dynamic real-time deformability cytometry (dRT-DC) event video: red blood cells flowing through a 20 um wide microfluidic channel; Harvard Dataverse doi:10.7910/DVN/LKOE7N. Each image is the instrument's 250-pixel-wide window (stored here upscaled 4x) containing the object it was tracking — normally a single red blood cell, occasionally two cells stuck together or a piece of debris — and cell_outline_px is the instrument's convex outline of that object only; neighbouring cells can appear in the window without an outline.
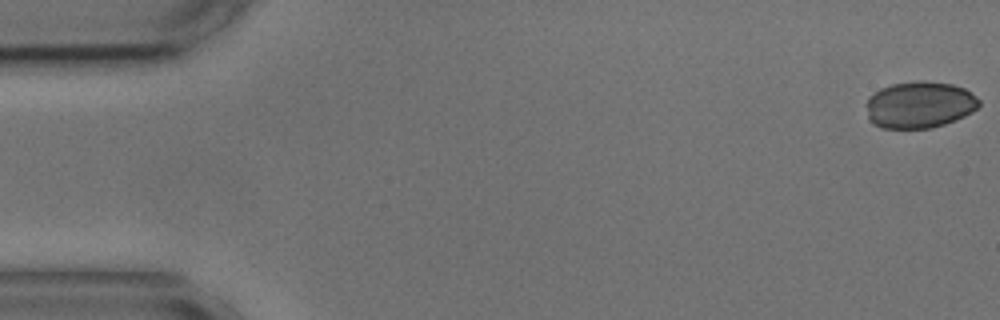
{"species": "common noctule bat (a hibernating species)", "species_latin": "Nyctalus noctula", "temperature_condition": "cold", "stored_images_in_passage": 55, "camera_frame_rate_fps": 3000, "um_per_image_px": 0.085, "animal": {"sex": "male", "body_mass_g": 17.9, "forearm_length_mm": 54.2}, "frame": {"image": 1, "passage_image": 1, "time_ms": 0.0, "image_size_px": [1000, 320], "cell_outline_px": [[980, 104], [972, 112], [956, 120], [932, 128], [880, 128], [872, 124], [868, 116], [868, 96], [880, 88], [892, 84], [920, 80], [924, 80], [952, 84], [964, 88], [976, 96], [980, 100]], "centroid_in_image_um": [78.17, 8.9], "position_along_channel_um": 6.8, "area_um2": 30.81}}
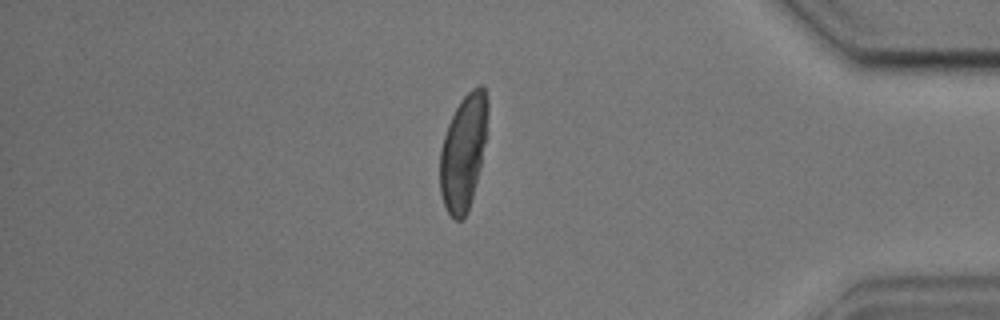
{"frame": {"image": 2, "passage_image": 47, "time_ms": 15.333, "image_size_px": [1000, 320], "cell_outline_px": [[488, 112], [484, 140], [480, 164], [468, 212], [460, 220], [456, 220], [448, 212], [444, 204], [440, 192], [440, 148], [448, 124], [460, 100], [472, 88], [480, 84], [484, 84], [488, 100]], "centroid_in_image_um": [39.38, 12.88], "position_along_channel_um": 395.8, "area_um2": 31.62}}
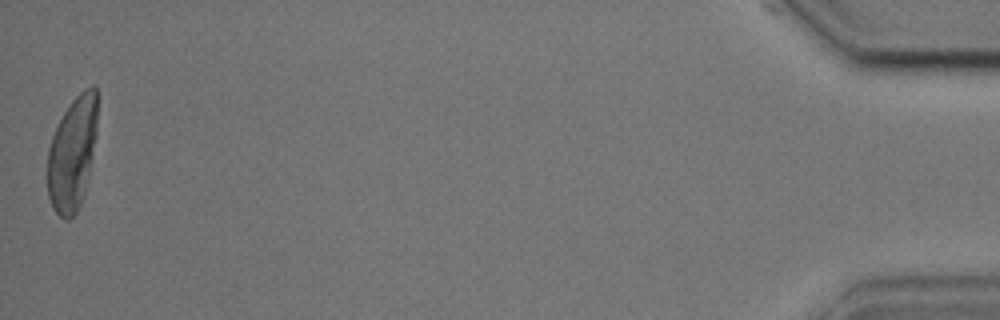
{"frame": {"image": 3, "passage_image": 55, "time_ms": 18.0, "image_size_px": [1000, 320], "cell_outline_px": [[96, 136], [88, 176], [84, 192], [80, 204], [76, 212], [68, 220], [64, 220], [52, 208], [48, 196], [44, 168], [48, 148], [52, 136], [64, 112], [72, 100], [84, 88], [92, 84], [96, 88]], "centroid_in_image_um": [6.09, 13.08], "position_along_channel_um": 429.1, "area_um2": 33.41}}